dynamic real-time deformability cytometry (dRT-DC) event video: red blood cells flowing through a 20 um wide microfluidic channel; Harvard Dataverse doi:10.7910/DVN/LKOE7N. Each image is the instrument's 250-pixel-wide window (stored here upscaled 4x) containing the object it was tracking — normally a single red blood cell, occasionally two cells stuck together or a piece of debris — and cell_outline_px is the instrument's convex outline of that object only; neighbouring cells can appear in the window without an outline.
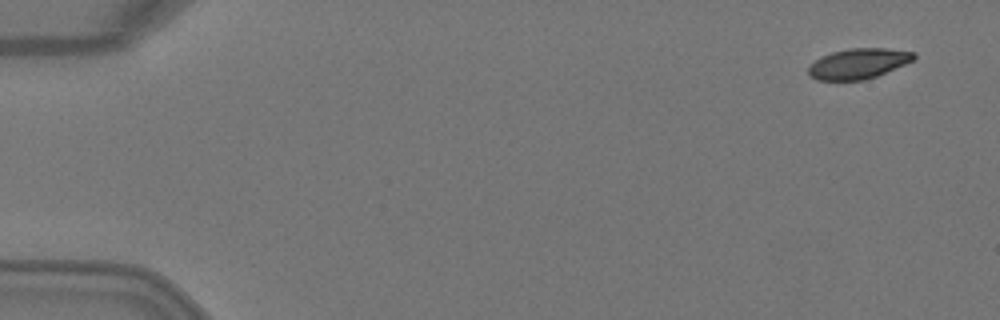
{"species": "Egyptian fruit bat (a non-hibernating species)", "species_latin": "Rousettus aegyptiacus", "temperature_condition": "warm", "stored_images_in_passage": 4, "camera_frame_rate_fps": 3000, "um_per_image_px": 0.085, "animal": {"sex": "female"}, "frame": {"image": 1, "passage_image": 1, "time_ms": 0.0, "image_size_px": [1000, 320], "cell_outline_px": [[916, 56], [912, 60], [904, 64], [876, 76], [864, 80], [816, 80], [808, 76], [808, 68], [820, 56], [832, 52], [852, 48], [884, 48], [916, 52]], "centroid_in_image_um": [72.93, 5.41], "position_along_channel_um": 12.1, "area_um2": 18.5}}
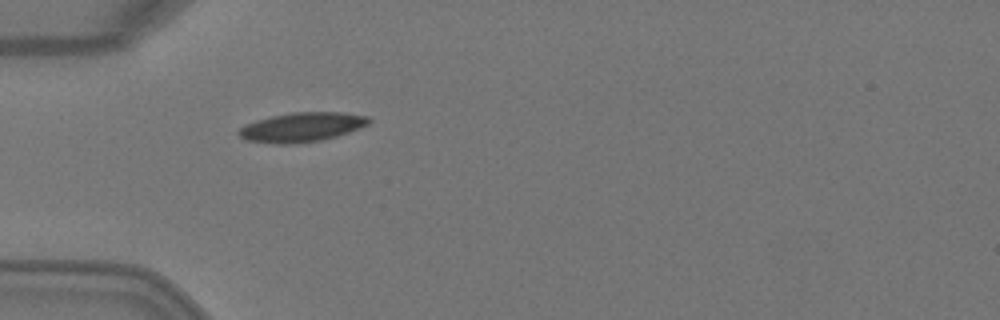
{"frame": {"image": 2, "passage_image": 4, "time_ms": 1.0, "image_size_px": [1000, 320], "cell_outline_px": [[372, 120], [368, 124], [348, 132], [336, 136], [320, 140], [292, 144], [276, 144], [248, 140], [240, 136], [236, 132], [244, 124], [256, 120], [272, 116], [292, 112], [344, 112], [368, 116]], "centroid_in_image_um": [25.64, 10.8], "position_along_channel_um": 59.4, "area_um2": 22.2}}